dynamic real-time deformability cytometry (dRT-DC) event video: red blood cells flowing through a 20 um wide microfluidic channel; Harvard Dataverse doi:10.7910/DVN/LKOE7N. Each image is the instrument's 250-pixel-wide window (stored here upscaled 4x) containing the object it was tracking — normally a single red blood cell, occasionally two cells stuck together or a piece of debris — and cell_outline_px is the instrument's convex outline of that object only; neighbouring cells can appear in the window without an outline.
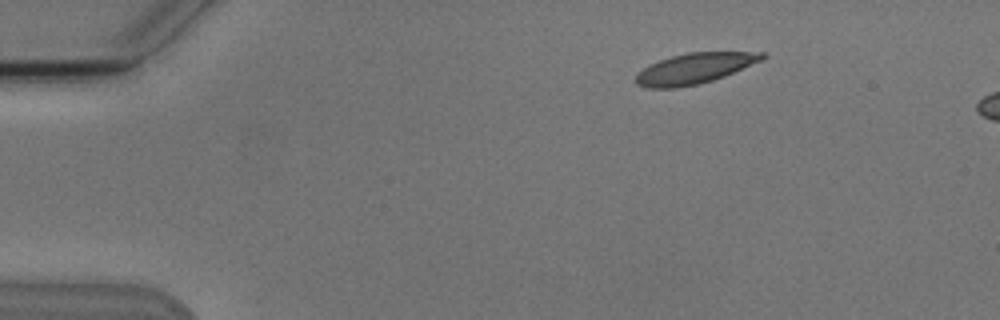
{"species": "Egyptian fruit bat (a non-hibernating species)", "species_latin": "Rousettus aegyptiacus", "temperature_condition": "cold", "stored_images_in_passage": 4, "camera_frame_rate_fps": 3000, "um_per_image_px": 0.085, "animal": {"sex": "male"}, "frame": {"image": 1, "passage_image": 2, "time_ms": 1.0, "image_size_px": [1000, 320], "cell_outline_px": [[768, 56], [764, 60], [724, 76], [712, 80], [696, 84], [676, 88], [648, 88], [636, 84], [636, 76], [644, 68], [660, 60], [672, 56], [688, 52], [768, 52]], "centroid_in_image_um": [59.11, 5.81], "position_along_channel_um": 25.9, "area_um2": 22.37}}